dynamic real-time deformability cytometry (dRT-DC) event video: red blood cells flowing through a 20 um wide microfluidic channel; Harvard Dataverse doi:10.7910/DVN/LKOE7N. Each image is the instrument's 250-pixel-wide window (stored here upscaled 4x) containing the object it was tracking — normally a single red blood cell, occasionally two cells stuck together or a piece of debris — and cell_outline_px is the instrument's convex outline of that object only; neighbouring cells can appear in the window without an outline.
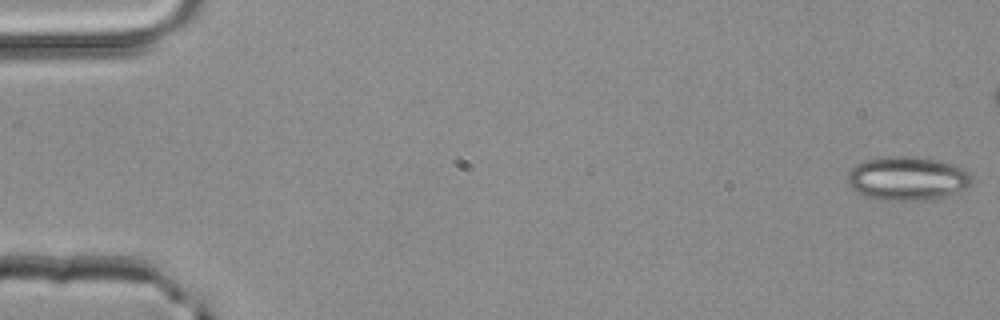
{"species": "common noctule bat (a hibernating species)", "species_latin": "Nyctalus noctula", "temperature_condition": "room temperature", "stored_images_in_passage": 45, "camera_frame_rate_fps": 3000, "um_per_image_px": 0.085, "animal": {"sex": "male", "body_mass_g": 20.4}, "frame": {"image": 1, "passage_image": 1, "time_ms": 0.0, "image_size_px": [1000, 320], "cell_outline_px": [[972, 184], [956, 192], [936, 200], [880, 200], [864, 196], [856, 192], [848, 184], [848, 172], [856, 164], [864, 160], [884, 156], [916, 156], [936, 160], [964, 168], [972, 176]], "centroid_in_image_um": [77.11, 15.17], "position_along_channel_um": 7.9, "area_um2": 32.02}}
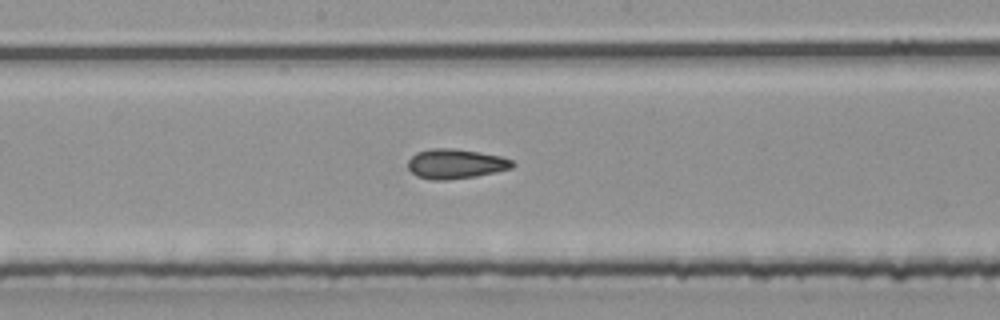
{"frame": {"image": 2, "passage_image": 27, "time_ms": 8.667, "image_size_px": [1000, 320], "cell_outline_px": [[516, 164], [512, 168], [496, 172], [476, 176], [448, 180], [432, 180], [416, 176], [408, 168], [408, 160], [416, 152], [432, 148], [452, 148], [480, 152], [500, 156], [512, 160]], "centroid_in_image_um": [38.73, 13.93], "position_along_channel_um": 209.5, "area_um2": 18.21}}
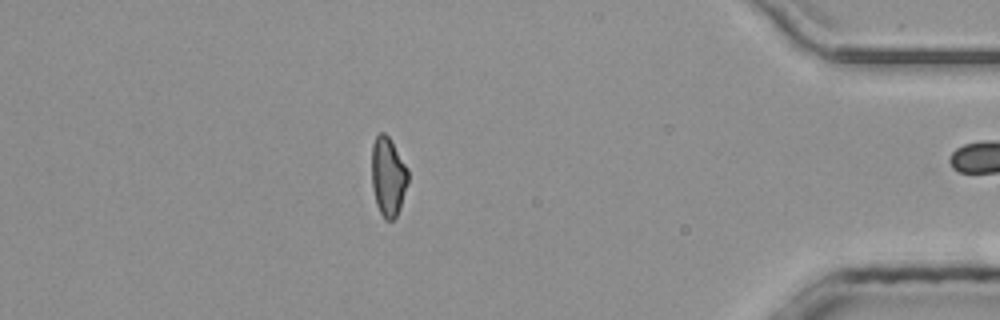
{"frame": {"image": 3, "passage_image": 44, "time_ms": 14.333, "image_size_px": [1000, 320], "cell_outline_px": [[408, 180], [400, 208], [396, 216], [392, 220], [384, 220], [376, 204], [372, 188], [372, 144], [376, 136], [380, 132], [384, 132], [388, 136], [408, 168]], "centroid_in_image_um": [32.98, 15.01], "position_along_channel_um": 402.2, "area_um2": 16.7}, "authors_computed_cell_mechanics": {"area_um2": 18.207, "velocity_mm_per_s": 4.1801, "shape_relaxation_time_tau1_ms": null, "shape_relaxation_time_tau2_ms": 2.2727, "deformation_change_tau1": null, "deformation_change_tau2": 0.0929}}